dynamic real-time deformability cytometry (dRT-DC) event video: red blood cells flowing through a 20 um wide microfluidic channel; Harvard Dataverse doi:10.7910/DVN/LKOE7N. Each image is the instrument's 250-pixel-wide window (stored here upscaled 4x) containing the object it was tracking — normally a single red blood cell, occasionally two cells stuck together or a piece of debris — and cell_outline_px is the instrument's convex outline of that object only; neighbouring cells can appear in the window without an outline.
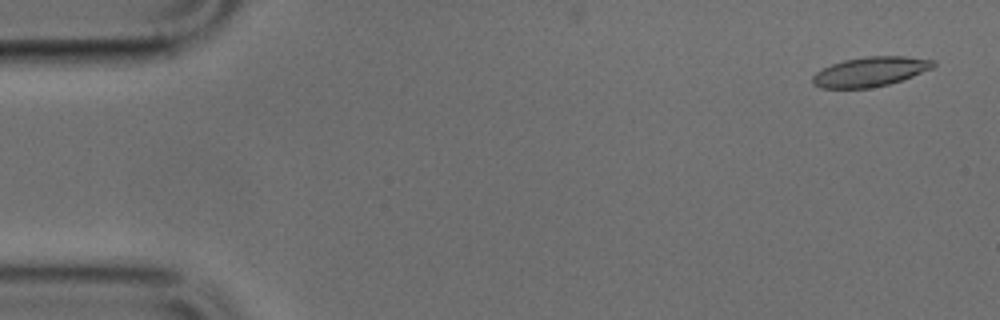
{"species": "common noctule bat (a hibernating species)", "species_latin": "Nyctalus noctula", "temperature_condition": "cold", "stored_images_in_passage": 8, "camera_frame_rate_fps": 3000, "um_per_image_px": 0.085, "animal": {"sex": "male", "body_mass_g": 17.9, "forearm_length_mm": 54.2}, "frame": {"image": 1, "passage_image": 2, "time_ms": 0.333, "image_size_px": [1000, 320], "cell_outline_px": [[936, 64], [932, 68], [912, 76], [888, 84], [868, 88], [824, 88], [812, 84], [812, 76], [816, 72], [832, 64], [844, 60], [868, 56], [904, 56], [936, 60]], "centroid_in_image_um": [73.97, 6.09], "position_along_channel_um": 11.0, "area_um2": 20.63}}